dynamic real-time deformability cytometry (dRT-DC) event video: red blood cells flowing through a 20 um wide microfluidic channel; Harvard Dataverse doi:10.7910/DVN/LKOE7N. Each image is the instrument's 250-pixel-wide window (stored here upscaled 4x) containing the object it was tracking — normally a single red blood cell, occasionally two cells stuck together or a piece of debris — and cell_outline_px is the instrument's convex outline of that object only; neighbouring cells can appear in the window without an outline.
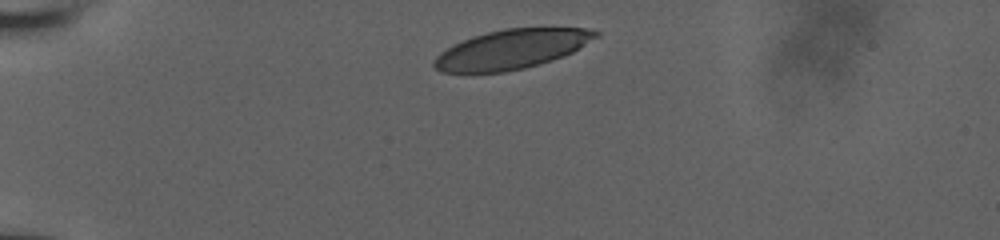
{"species": "human", "species_latin": "Homo sapiens", "temperature_condition": "room temperature", "stored_images_in_passage": 13, "camera_frame_rate_fps": 3000, "um_per_image_px": 0.085, "donor": {"sex": "male"}, "frame": {"image": 1, "passage_image": 1, "time_ms": 0.0, "image_size_px": [1000, 240], "cell_outline_px": [[600, 36], [572, 52], [564, 56], [552, 60], [524, 68], [504, 72], [440, 72], [432, 64], [432, 60], [440, 52], [472, 36], [504, 28], [592, 28], [600, 32]], "centroid_in_image_um": [43.52, 4.18], "position_along_channel_um": 41.5, "area_um2": 36.99}}
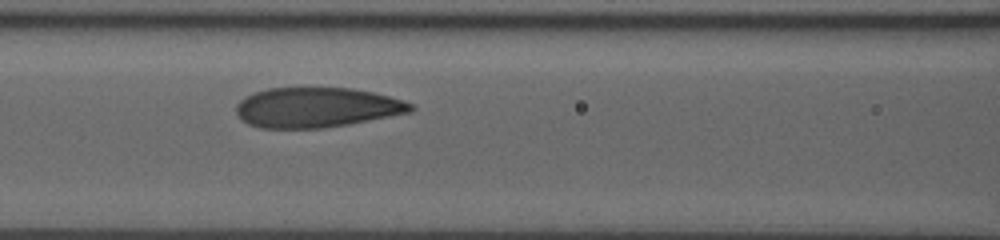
{"frame": {"image": 2, "passage_image": 6, "time_ms": 4.0, "image_size_px": [1000, 240], "cell_outline_px": [[416, 108], [412, 112], [348, 124], [324, 128], [260, 128], [248, 124], [236, 112], [236, 104], [244, 96], [252, 92], [268, 88], [352, 88], [372, 92], [404, 100], [412, 104]], "centroid_in_image_um": [26.91, 9.13], "position_along_channel_um": 139.7, "area_um2": 40.75}}
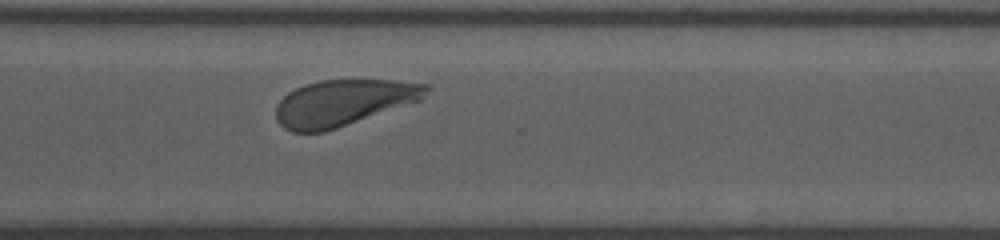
{"frame": {"image": 3, "passage_image": 13, "time_ms": 9.333, "image_size_px": [1000, 240], "cell_outline_px": [[432, 88], [420, 100], [324, 132], [292, 132], [284, 128], [276, 120], [276, 104], [288, 92], [304, 84], [320, 80], [392, 80], [428, 84]], "centroid_in_image_um": [29.16, 8.72], "position_along_channel_um": 341.4, "area_um2": 40.23}}